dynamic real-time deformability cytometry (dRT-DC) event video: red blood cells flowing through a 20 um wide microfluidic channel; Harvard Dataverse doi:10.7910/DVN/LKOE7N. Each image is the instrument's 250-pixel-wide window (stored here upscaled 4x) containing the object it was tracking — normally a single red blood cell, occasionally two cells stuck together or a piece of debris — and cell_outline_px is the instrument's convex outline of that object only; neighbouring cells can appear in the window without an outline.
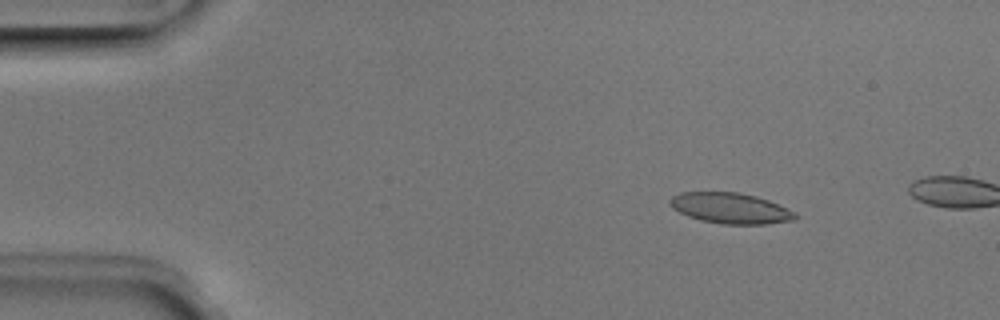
{"species": "Egyptian fruit bat (a non-hibernating species)", "species_latin": "Rousettus aegyptiacus", "temperature_condition": "room temperature", "stored_images_in_passage": 3, "camera_frame_rate_fps": 3000, "um_per_image_px": 0.085, "animal": {"sex": "male"}, "frame": {"image": 1, "passage_image": 1, "time_ms": 0.0, "image_size_px": [1000, 320], "cell_outline_px": [[796, 220], [764, 224], [720, 224], [700, 220], [688, 216], [672, 208], [668, 204], [668, 200], [672, 196], [680, 192], [740, 192], [756, 196], [768, 200], [796, 212]], "centroid_in_image_um": [62.06, 17.69], "position_along_channel_um": 22.9, "area_um2": 22.54}}